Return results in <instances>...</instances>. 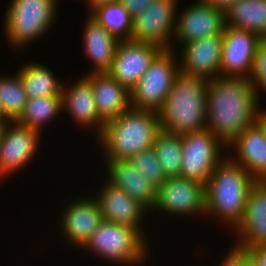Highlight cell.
I'll return each mask as SVG.
<instances>
[{
    "label": "cell",
    "mask_w": 266,
    "mask_h": 266,
    "mask_svg": "<svg viewBox=\"0 0 266 266\" xmlns=\"http://www.w3.org/2000/svg\"><path fill=\"white\" fill-rule=\"evenodd\" d=\"M259 97L248 78L218 76L207 80L206 129L227 147L256 122Z\"/></svg>",
    "instance_id": "obj_1"
},
{
    "label": "cell",
    "mask_w": 266,
    "mask_h": 266,
    "mask_svg": "<svg viewBox=\"0 0 266 266\" xmlns=\"http://www.w3.org/2000/svg\"><path fill=\"white\" fill-rule=\"evenodd\" d=\"M161 131L158 113L154 110L130 108L105 122L97 137L105 159L128 160L153 147Z\"/></svg>",
    "instance_id": "obj_2"
},
{
    "label": "cell",
    "mask_w": 266,
    "mask_h": 266,
    "mask_svg": "<svg viewBox=\"0 0 266 266\" xmlns=\"http://www.w3.org/2000/svg\"><path fill=\"white\" fill-rule=\"evenodd\" d=\"M207 80L179 73L157 111L161 130L183 135L206 129Z\"/></svg>",
    "instance_id": "obj_3"
},
{
    "label": "cell",
    "mask_w": 266,
    "mask_h": 266,
    "mask_svg": "<svg viewBox=\"0 0 266 266\" xmlns=\"http://www.w3.org/2000/svg\"><path fill=\"white\" fill-rule=\"evenodd\" d=\"M255 182L242 166L225 157L205 184V215H213L235 229L242 221Z\"/></svg>",
    "instance_id": "obj_4"
},
{
    "label": "cell",
    "mask_w": 266,
    "mask_h": 266,
    "mask_svg": "<svg viewBox=\"0 0 266 266\" xmlns=\"http://www.w3.org/2000/svg\"><path fill=\"white\" fill-rule=\"evenodd\" d=\"M136 228L103 220L82 249L119 266H140L148 258V239Z\"/></svg>",
    "instance_id": "obj_5"
},
{
    "label": "cell",
    "mask_w": 266,
    "mask_h": 266,
    "mask_svg": "<svg viewBox=\"0 0 266 266\" xmlns=\"http://www.w3.org/2000/svg\"><path fill=\"white\" fill-rule=\"evenodd\" d=\"M58 3L59 0H11L3 24L10 45L23 49L45 35L56 20Z\"/></svg>",
    "instance_id": "obj_6"
},
{
    "label": "cell",
    "mask_w": 266,
    "mask_h": 266,
    "mask_svg": "<svg viewBox=\"0 0 266 266\" xmlns=\"http://www.w3.org/2000/svg\"><path fill=\"white\" fill-rule=\"evenodd\" d=\"M175 53L172 49L162 50L153 59L148 70L130 90L132 108L157 112L162 107L175 78L180 73V63H177L178 56Z\"/></svg>",
    "instance_id": "obj_7"
},
{
    "label": "cell",
    "mask_w": 266,
    "mask_h": 266,
    "mask_svg": "<svg viewBox=\"0 0 266 266\" xmlns=\"http://www.w3.org/2000/svg\"><path fill=\"white\" fill-rule=\"evenodd\" d=\"M181 136L182 161L179 176L205 185L215 167L225 159L221 151L227 147L207 129Z\"/></svg>",
    "instance_id": "obj_8"
},
{
    "label": "cell",
    "mask_w": 266,
    "mask_h": 266,
    "mask_svg": "<svg viewBox=\"0 0 266 266\" xmlns=\"http://www.w3.org/2000/svg\"><path fill=\"white\" fill-rule=\"evenodd\" d=\"M178 1L154 0L147 9L133 18L131 40L151 44L161 50L174 49Z\"/></svg>",
    "instance_id": "obj_9"
},
{
    "label": "cell",
    "mask_w": 266,
    "mask_h": 266,
    "mask_svg": "<svg viewBox=\"0 0 266 266\" xmlns=\"http://www.w3.org/2000/svg\"><path fill=\"white\" fill-rule=\"evenodd\" d=\"M178 216L205 213V185L181 176L168 177L157 189L153 210Z\"/></svg>",
    "instance_id": "obj_10"
},
{
    "label": "cell",
    "mask_w": 266,
    "mask_h": 266,
    "mask_svg": "<svg viewBox=\"0 0 266 266\" xmlns=\"http://www.w3.org/2000/svg\"><path fill=\"white\" fill-rule=\"evenodd\" d=\"M40 134V131L15 121L6 124L0 140V179L7 178L33 160L38 153Z\"/></svg>",
    "instance_id": "obj_11"
},
{
    "label": "cell",
    "mask_w": 266,
    "mask_h": 266,
    "mask_svg": "<svg viewBox=\"0 0 266 266\" xmlns=\"http://www.w3.org/2000/svg\"><path fill=\"white\" fill-rule=\"evenodd\" d=\"M226 26L225 11L196 0L177 14L174 40L182 45L204 37L222 36Z\"/></svg>",
    "instance_id": "obj_12"
},
{
    "label": "cell",
    "mask_w": 266,
    "mask_h": 266,
    "mask_svg": "<svg viewBox=\"0 0 266 266\" xmlns=\"http://www.w3.org/2000/svg\"><path fill=\"white\" fill-rule=\"evenodd\" d=\"M161 51L151 44L133 40L119 41L107 73L130 91Z\"/></svg>",
    "instance_id": "obj_13"
},
{
    "label": "cell",
    "mask_w": 266,
    "mask_h": 266,
    "mask_svg": "<svg viewBox=\"0 0 266 266\" xmlns=\"http://www.w3.org/2000/svg\"><path fill=\"white\" fill-rule=\"evenodd\" d=\"M222 36L221 76L248 78L261 39L250 31L227 25Z\"/></svg>",
    "instance_id": "obj_14"
},
{
    "label": "cell",
    "mask_w": 266,
    "mask_h": 266,
    "mask_svg": "<svg viewBox=\"0 0 266 266\" xmlns=\"http://www.w3.org/2000/svg\"><path fill=\"white\" fill-rule=\"evenodd\" d=\"M223 36L204 37L181 45L180 72L211 80L221 76Z\"/></svg>",
    "instance_id": "obj_15"
},
{
    "label": "cell",
    "mask_w": 266,
    "mask_h": 266,
    "mask_svg": "<svg viewBox=\"0 0 266 266\" xmlns=\"http://www.w3.org/2000/svg\"><path fill=\"white\" fill-rule=\"evenodd\" d=\"M69 204L60 217L61 233L67 239L66 243L81 249L103 221L101 209L91 196Z\"/></svg>",
    "instance_id": "obj_16"
},
{
    "label": "cell",
    "mask_w": 266,
    "mask_h": 266,
    "mask_svg": "<svg viewBox=\"0 0 266 266\" xmlns=\"http://www.w3.org/2000/svg\"><path fill=\"white\" fill-rule=\"evenodd\" d=\"M103 185L98 196H93L101 209L103 220L136 228L145 237L142 221L149 210L123 190L108 182Z\"/></svg>",
    "instance_id": "obj_17"
},
{
    "label": "cell",
    "mask_w": 266,
    "mask_h": 266,
    "mask_svg": "<svg viewBox=\"0 0 266 266\" xmlns=\"http://www.w3.org/2000/svg\"><path fill=\"white\" fill-rule=\"evenodd\" d=\"M227 148L237 152L235 157L229 156L233 163L242 166L255 181H266V134L257 122L246 128Z\"/></svg>",
    "instance_id": "obj_18"
},
{
    "label": "cell",
    "mask_w": 266,
    "mask_h": 266,
    "mask_svg": "<svg viewBox=\"0 0 266 266\" xmlns=\"http://www.w3.org/2000/svg\"><path fill=\"white\" fill-rule=\"evenodd\" d=\"M61 97L62 109L69 112L76 125L96 130L95 137H98L105 121L97 112L91 81L84 75L71 86L65 87L63 84Z\"/></svg>",
    "instance_id": "obj_19"
},
{
    "label": "cell",
    "mask_w": 266,
    "mask_h": 266,
    "mask_svg": "<svg viewBox=\"0 0 266 266\" xmlns=\"http://www.w3.org/2000/svg\"><path fill=\"white\" fill-rule=\"evenodd\" d=\"M235 229L240 238L236 246L266 245V181H256L250 188L242 221Z\"/></svg>",
    "instance_id": "obj_20"
},
{
    "label": "cell",
    "mask_w": 266,
    "mask_h": 266,
    "mask_svg": "<svg viewBox=\"0 0 266 266\" xmlns=\"http://www.w3.org/2000/svg\"><path fill=\"white\" fill-rule=\"evenodd\" d=\"M107 179L113 187L123 190L132 199L140 202L149 211L157 201V188L128 162V160H105Z\"/></svg>",
    "instance_id": "obj_21"
},
{
    "label": "cell",
    "mask_w": 266,
    "mask_h": 266,
    "mask_svg": "<svg viewBox=\"0 0 266 266\" xmlns=\"http://www.w3.org/2000/svg\"><path fill=\"white\" fill-rule=\"evenodd\" d=\"M85 76L91 81L97 112L105 122L131 108L130 91L108 73Z\"/></svg>",
    "instance_id": "obj_22"
},
{
    "label": "cell",
    "mask_w": 266,
    "mask_h": 266,
    "mask_svg": "<svg viewBox=\"0 0 266 266\" xmlns=\"http://www.w3.org/2000/svg\"><path fill=\"white\" fill-rule=\"evenodd\" d=\"M83 27V44L86 56L91 60V73H107L112 65L119 40L90 15ZM92 71V72H91Z\"/></svg>",
    "instance_id": "obj_23"
},
{
    "label": "cell",
    "mask_w": 266,
    "mask_h": 266,
    "mask_svg": "<svg viewBox=\"0 0 266 266\" xmlns=\"http://www.w3.org/2000/svg\"><path fill=\"white\" fill-rule=\"evenodd\" d=\"M226 25L266 40V0H238L225 11Z\"/></svg>",
    "instance_id": "obj_24"
},
{
    "label": "cell",
    "mask_w": 266,
    "mask_h": 266,
    "mask_svg": "<svg viewBox=\"0 0 266 266\" xmlns=\"http://www.w3.org/2000/svg\"><path fill=\"white\" fill-rule=\"evenodd\" d=\"M28 99L46 96H61L63 83L56 79L53 71L35 62L25 64L18 70Z\"/></svg>",
    "instance_id": "obj_25"
},
{
    "label": "cell",
    "mask_w": 266,
    "mask_h": 266,
    "mask_svg": "<svg viewBox=\"0 0 266 266\" xmlns=\"http://www.w3.org/2000/svg\"><path fill=\"white\" fill-rule=\"evenodd\" d=\"M62 111L61 96H46L28 99L23 111L14 120L16 123L42 132L44 124H48Z\"/></svg>",
    "instance_id": "obj_26"
},
{
    "label": "cell",
    "mask_w": 266,
    "mask_h": 266,
    "mask_svg": "<svg viewBox=\"0 0 266 266\" xmlns=\"http://www.w3.org/2000/svg\"><path fill=\"white\" fill-rule=\"evenodd\" d=\"M88 14L119 41L131 40L133 18L118 1L99 5Z\"/></svg>",
    "instance_id": "obj_27"
},
{
    "label": "cell",
    "mask_w": 266,
    "mask_h": 266,
    "mask_svg": "<svg viewBox=\"0 0 266 266\" xmlns=\"http://www.w3.org/2000/svg\"><path fill=\"white\" fill-rule=\"evenodd\" d=\"M153 148L167 177L179 176L182 161V136L161 130Z\"/></svg>",
    "instance_id": "obj_28"
},
{
    "label": "cell",
    "mask_w": 266,
    "mask_h": 266,
    "mask_svg": "<svg viewBox=\"0 0 266 266\" xmlns=\"http://www.w3.org/2000/svg\"><path fill=\"white\" fill-rule=\"evenodd\" d=\"M12 76H0V105L10 121L20 115L28 100L20 76L18 73Z\"/></svg>",
    "instance_id": "obj_29"
},
{
    "label": "cell",
    "mask_w": 266,
    "mask_h": 266,
    "mask_svg": "<svg viewBox=\"0 0 266 266\" xmlns=\"http://www.w3.org/2000/svg\"><path fill=\"white\" fill-rule=\"evenodd\" d=\"M128 162L157 189L165 183L167 175L161 167L153 147L143 150L136 155L131 156Z\"/></svg>",
    "instance_id": "obj_30"
},
{
    "label": "cell",
    "mask_w": 266,
    "mask_h": 266,
    "mask_svg": "<svg viewBox=\"0 0 266 266\" xmlns=\"http://www.w3.org/2000/svg\"><path fill=\"white\" fill-rule=\"evenodd\" d=\"M248 80L254 86L257 94L258 92H266V40H261L255 49V54L253 58L252 69Z\"/></svg>",
    "instance_id": "obj_31"
},
{
    "label": "cell",
    "mask_w": 266,
    "mask_h": 266,
    "mask_svg": "<svg viewBox=\"0 0 266 266\" xmlns=\"http://www.w3.org/2000/svg\"><path fill=\"white\" fill-rule=\"evenodd\" d=\"M233 245V248H231V251H228L220 266H247L251 262L247 250L235 244Z\"/></svg>",
    "instance_id": "obj_32"
},
{
    "label": "cell",
    "mask_w": 266,
    "mask_h": 266,
    "mask_svg": "<svg viewBox=\"0 0 266 266\" xmlns=\"http://www.w3.org/2000/svg\"><path fill=\"white\" fill-rule=\"evenodd\" d=\"M130 14L132 18L147 9L154 0H117Z\"/></svg>",
    "instance_id": "obj_33"
},
{
    "label": "cell",
    "mask_w": 266,
    "mask_h": 266,
    "mask_svg": "<svg viewBox=\"0 0 266 266\" xmlns=\"http://www.w3.org/2000/svg\"><path fill=\"white\" fill-rule=\"evenodd\" d=\"M251 263L255 266H266V245L244 246Z\"/></svg>",
    "instance_id": "obj_34"
},
{
    "label": "cell",
    "mask_w": 266,
    "mask_h": 266,
    "mask_svg": "<svg viewBox=\"0 0 266 266\" xmlns=\"http://www.w3.org/2000/svg\"><path fill=\"white\" fill-rule=\"evenodd\" d=\"M208 4H212L219 9L226 11L229 7L238 0H202Z\"/></svg>",
    "instance_id": "obj_35"
},
{
    "label": "cell",
    "mask_w": 266,
    "mask_h": 266,
    "mask_svg": "<svg viewBox=\"0 0 266 266\" xmlns=\"http://www.w3.org/2000/svg\"><path fill=\"white\" fill-rule=\"evenodd\" d=\"M259 107L260 106L258 104L257 111H256V122L266 134V111L264 109L261 110V108L258 109Z\"/></svg>",
    "instance_id": "obj_36"
},
{
    "label": "cell",
    "mask_w": 266,
    "mask_h": 266,
    "mask_svg": "<svg viewBox=\"0 0 266 266\" xmlns=\"http://www.w3.org/2000/svg\"><path fill=\"white\" fill-rule=\"evenodd\" d=\"M88 1V5H89V9H90V12L96 8L97 6L99 5H102V4H107L109 2H114V1H117V0H87Z\"/></svg>",
    "instance_id": "obj_37"
},
{
    "label": "cell",
    "mask_w": 266,
    "mask_h": 266,
    "mask_svg": "<svg viewBox=\"0 0 266 266\" xmlns=\"http://www.w3.org/2000/svg\"><path fill=\"white\" fill-rule=\"evenodd\" d=\"M9 121H10L9 119H0V140L2 137L3 130Z\"/></svg>",
    "instance_id": "obj_38"
},
{
    "label": "cell",
    "mask_w": 266,
    "mask_h": 266,
    "mask_svg": "<svg viewBox=\"0 0 266 266\" xmlns=\"http://www.w3.org/2000/svg\"><path fill=\"white\" fill-rule=\"evenodd\" d=\"M0 119H8V118L4 115L1 105H0Z\"/></svg>",
    "instance_id": "obj_39"
},
{
    "label": "cell",
    "mask_w": 266,
    "mask_h": 266,
    "mask_svg": "<svg viewBox=\"0 0 266 266\" xmlns=\"http://www.w3.org/2000/svg\"><path fill=\"white\" fill-rule=\"evenodd\" d=\"M247 266H255V265H254L253 263L250 262Z\"/></svg>",
    "instance_id": "obj_40"
}]
</instances>
